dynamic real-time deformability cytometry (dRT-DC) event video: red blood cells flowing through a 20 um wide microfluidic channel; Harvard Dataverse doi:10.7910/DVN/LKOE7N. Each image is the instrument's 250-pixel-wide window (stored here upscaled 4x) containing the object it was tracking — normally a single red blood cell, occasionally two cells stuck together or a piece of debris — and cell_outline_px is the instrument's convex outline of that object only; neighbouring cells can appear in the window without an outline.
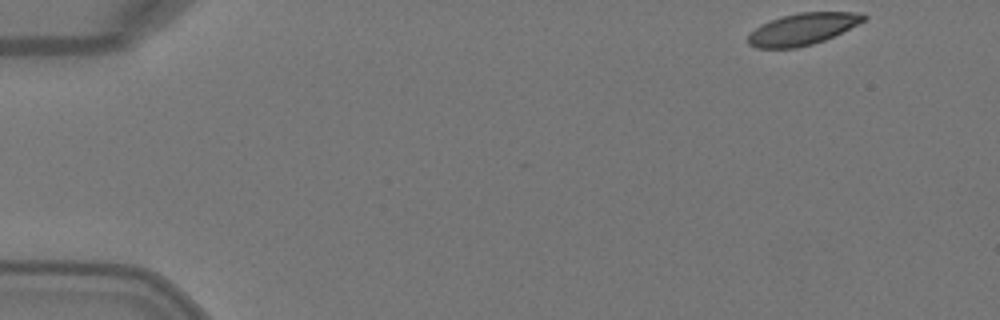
{"species": "Egyptian fruit bat (a non-hibernating species)", "species_latin": "Rousettus aegyptiacus", "temperature_condition": "warm", "stored_images_in_passage": 4, "camera_frame_rate_fps": 3000, "um_per_image_px": 0.085, "animal": {"sex": "female"}, "frame": {"image": 1, "passage_image": 1, "time_ms": 0.0, "image_size_px": [1000, 320], "cell_outline_px": [[868, 16], [864, 20], [824, 40], [812, 44], [796, 48], [756, 48], [748, 44], [748, 36], [756, 28], [780, 16], [800, 12], [852, 12]], "centroid_in_image_um": [68.18, 2.47], "position_along_channel_um": 16.8, "area_um2": 20.87}}
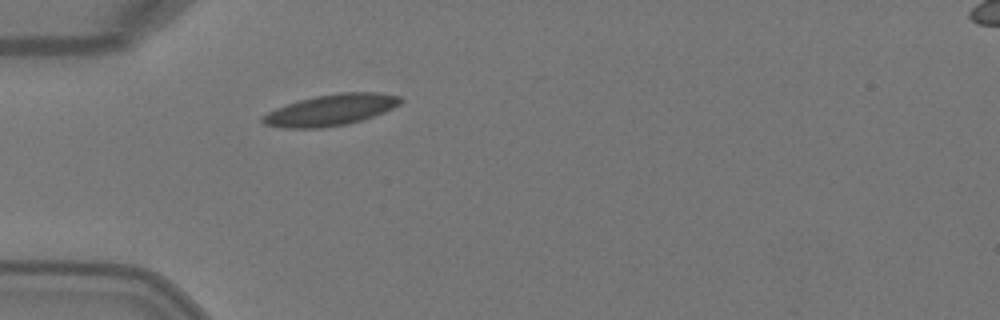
{"frame": {"image": 2, "passage_image": 4, "time_ms": 1.0, "image_size_px": [1000, 320], "cell_outline_px": [[404, 100], [400, 104], [384, 112], [348, 124], [320, 128], [284, 128], [264, 124], [260, 120], [260, 116], [276, 108], [300, 100], [316, 96], [340, 92], [376, 92], [400, 96]], "centroid_in_image_um": [28.11, 9.35], "position_along_channel_um": 56.9, "area_um2": 24.97}}